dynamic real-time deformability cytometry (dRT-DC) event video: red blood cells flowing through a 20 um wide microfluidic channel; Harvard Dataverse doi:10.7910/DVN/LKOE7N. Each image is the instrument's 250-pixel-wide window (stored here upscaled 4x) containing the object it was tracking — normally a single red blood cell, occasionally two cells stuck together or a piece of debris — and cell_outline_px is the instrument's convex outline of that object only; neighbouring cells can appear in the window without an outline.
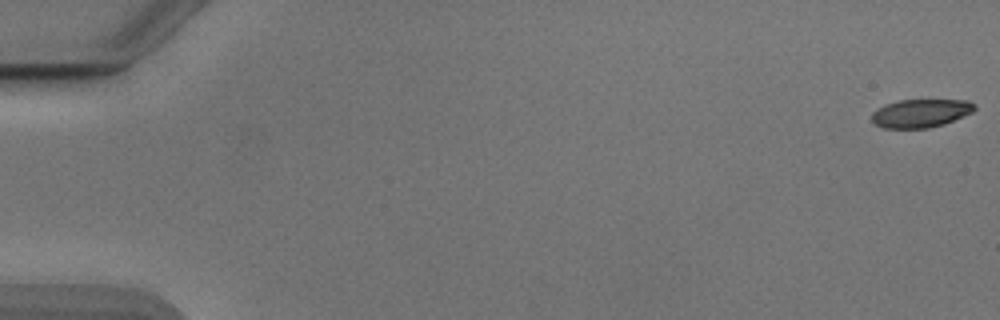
{"species": "Egyptian fruit bat (a non-hibernating species)", "species_latin": "Rousettus aegyptiacus", "temperature_condition": "cold", "stored_images_in_passage": 28, "camera_frame_rate_fps": 3000, "um_per_image_px": 0.085, "animal": {"sex": "male"}, "frame": {"image": 1, "passage_image": 1, "time_ms": 0.0, "image_size_px": [1000, 320], "cell_outline_px": [[976, 108], [972, 112], [944, 124], [928, 128], [884, 128], [876, 124], [872, 120], [872, 112], [884, 104], [900, 100], [968, 100], [976, 104]], "centroid_in_image_um": [78.26, 9.62], "position_along_channel_um": 6.7, "area_um2": 16.94}}
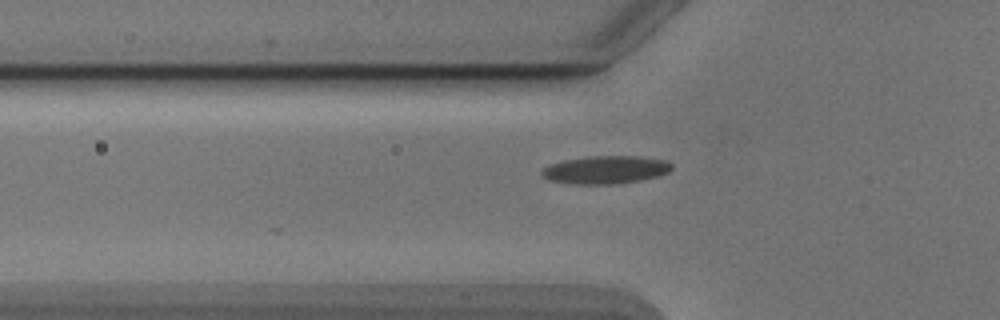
{"frame": {"image": 2, "passage_image": 19, "time_ms": 6.0, "image_size_px": [1000, 320], "cell_outline_px": [[672, 168], [668, 172], [660, 176], [640, 180], [612, 184], [572, 184], [548, 180], [540, 176], [540, 172], [544, 168], [552, 164], [564, 160], [588, 156], [636, 156], [664, 160], [672, 164]], "centroid_in_image_um": [51.45, 14.43], "position_along_channel_um": 74.3, "area_um2": 21.15}}
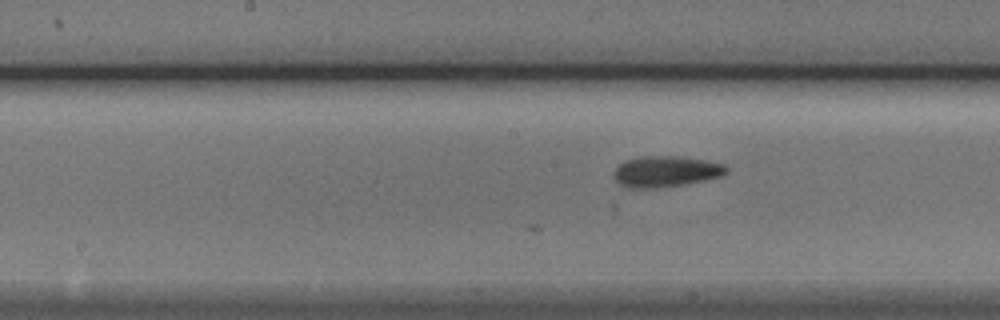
{"frame": {"image": 3, "passage_image": 28, "time_ms": 9.0, "image_size_px": [1000, 320], "cell_outline_px": [[728, 172], [724, 176], [684, 184], [652, 188], [628, 188], [620, 184], [616, 180], [616, 168], [620, 164], [628, 160], [644, 156], [676, 156], [704, 160], [724, 164], [728, 168]], "centroid_in_image_um": [56.65, 14.58], "position_along_channel_um": 191.5, "area_um2": 20.0}}